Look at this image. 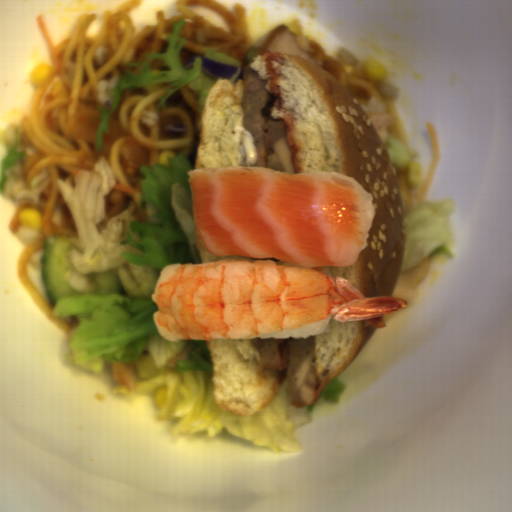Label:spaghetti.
Wrapping results in <instances>:
<instances>
[{
	"instance_id": "1",
	"label": "spaghetti",
	"mask_w": 512,
	"mask_h": 512,
	"mask_svg": "<svg viewBox=\"0 0 512 512\" xmlns=\"http://www.w3.org/2000/svg\"><path fill=\"white\" fill-rule=\"evenodd\" d=\"M141 0L125 3L116 11H107L104 22L95 37L87 32L96 13L81 17L71 37L57 43L53 49L60 64L54 63L45 80L38 85L30 113L20 125L21 144L26 153L21 160L24 184L33 182L43 169L48 170L49 184L42 191L39 203H22L9 228L16 233L22 225L20 214L26 208L39 210L41 229L23 250L18 261V275L26 291L40 309L60 329L72 334L74 320L58 318L51 306L29 280L26 266L28 259L54 234L68 238L76 232L72 214L59 190L58 179L69 178L78 171L92 170L100 157H105L113 169L115 184L140 191L142 174L136 182L129 181L122 167L120 149L123 141L114 139L103 143L100 151L96 141L74 137L65 128L82 105L101 104L111 110L113 86L133 68L125 62H141L153 52L166 49L174 32L175 24L184 20L182 36L186 44L182 50V62L193 55L214 50L229 55L241 63L235 79L242 80L250 65L247 54L254 48L249 35L247 8L235 3L233 9L215 0H178L177 13L166 17L164 11H156L155 22L139 31L131 19L132 9Z\"/></svg>"
},
{
	"instance_id": "2",
	"label": "spaghetti",
	"mask_w": 512,
	"mask_h": 512,
	"mask_svg": "<svg viewBox=\"0 0 512 512\" xmlns=\"http://www.w3.org/2000/svg\"><path fill=\"white\" fill-rule=\"evenodd\" d=\"M167 83H159L123 91L119 104L112 113L116 123L138 142L149 147L151 165H168V157L184 153L193 170L201 130L196 94L187 86L171 95L164 107L157 110L159 101L168 89ZM188 125V132H166L164 124Z\"/></svg>"
},
{
	"instance_id": "3",
	"label": "spaghetti",
	"mask_w": 512,
	"mask_h": 512,
	"mask_svg": "<svg viewBox=\"0 0 512 512\" xmlns=\"http://www.w3.org/2000/svg\"><path fill=\"white\" fill-rule=\"evenodd\" d=\"M297 42L301 48L308 53L311 61L331 75L363 109L367 116L375 113H388L393 115L397 123L391 126L388 134H392L407 144V137L391 100L346 70L336 58L326 56V52L311 38L303 37L297 39Z\"/></svg>"
},
{
	"instance_id": "4",
	"label": "spaghetti",
	"mask_w": 512,
	"mask_h": 512,
	"mask_svg": "<svg viewBox=\"0 0 512 512\" xmlns=\"http://www.w3.org/2000/svg\"><path fill=\"white\" fill-rule=\"evenodd\" d=\"M141 203V193H132L113 188L105 196V212L109 216H116L134 205Z\"/></svg>"
}]
</instances>
